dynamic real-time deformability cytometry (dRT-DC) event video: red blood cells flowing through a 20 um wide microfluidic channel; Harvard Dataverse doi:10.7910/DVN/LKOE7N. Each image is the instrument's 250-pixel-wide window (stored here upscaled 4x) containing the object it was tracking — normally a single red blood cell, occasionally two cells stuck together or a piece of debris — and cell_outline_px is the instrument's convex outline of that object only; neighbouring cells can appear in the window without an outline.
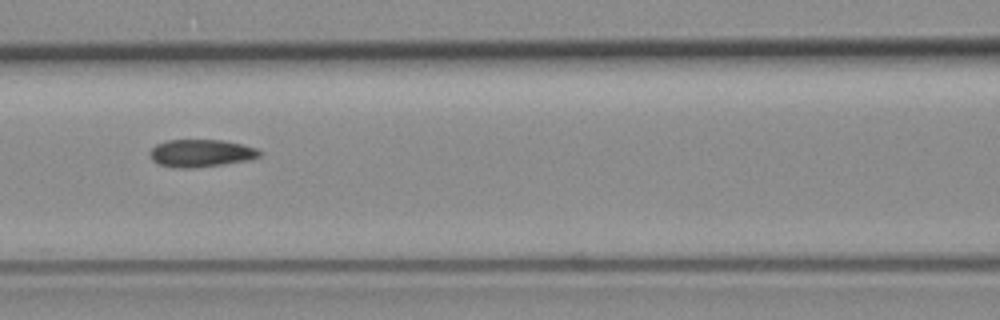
{"species": "common noctule bat (a hibernating species)", "species_latin": "Nyctalus noctula", "temperature_condition": "room temperature", "stored_images_in_passage": 16, "camera_frame_rate_fps": 3000, "um_per_image_px": 0.085, "animal": {"sex": "female", "body_mass_g": 19.3, "forearm_length_mm": 54.1}, "frame": {"image": 1, "passage_image": 7, "time_ms": 7.667, "image_size_px": [1000, 320], "cell_outline_px": [[260, 156], [248, 160], [224, 164], [196, 168], [176, 168], [160, 164], [152, 160], [148, 152], [156, 144], [168, 140], [220, 140], [240, 144], [256, 148], [260, 152]], "centroid_in_image_um": [17.04, 13.03], "position_along_channel_um": 149.6, "area_um2": 17.51}}
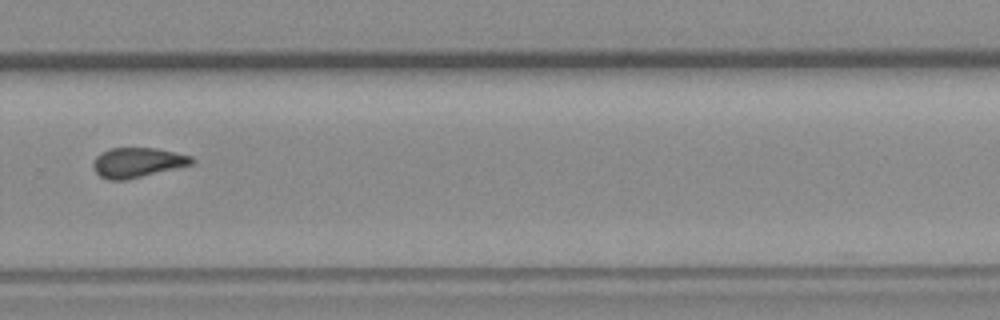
{"frame": {"image": 2, "passage_image": 11, "time_ms": 12.333, "image_size_px": [1000, 320], "cell_outline_px": [[196, 164], [124, 180], [108, 180], [100, 176], [96, 172], [92, 164], [96, 156], [108, 148], [156, 148], [192, 156], [196, 160]], "centroid_in_image_um": [11.72, 13.81], "position_along_channel_um": 318.1, "area_um2": 17.22}}
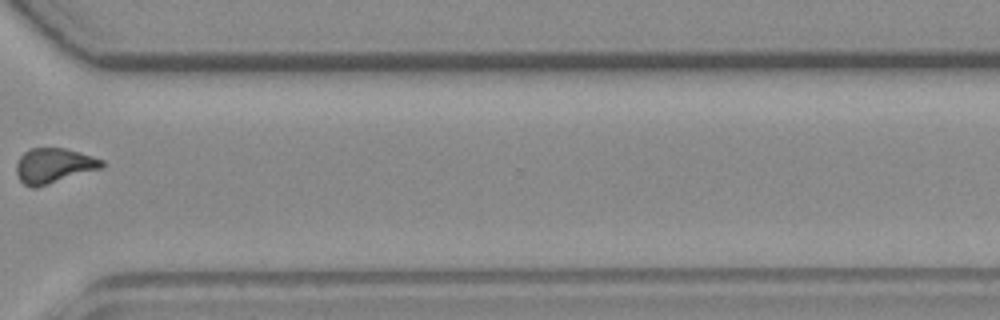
{"frame": {"image": 3, "passage_image": 12, "time_ms": 13.667, "image_size_px": [1000, 320], "cell_outline_px": [[104, 168], [36, 188], [32, 188], [24, 184], [20, 180], [16, 172], [16, 164], [20, 156], [24, 152], [32, 148], [64, 148], [92, 156], [104, 160]], "centroid_in_image_um": [4.59, 14.09], "position_along_channel_um": 366.0, "area_um2": 17.57}}